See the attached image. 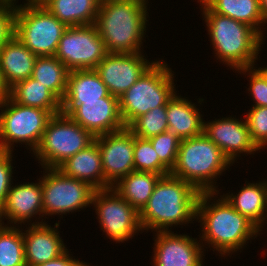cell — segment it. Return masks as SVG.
Wrapping results in <instances>:
<instances>
[{
	"mask_svg": "<svg viewBox=\"0 0 267 266\" xmlns=\"http://www.w3.org/2000/svg\"><path fill=\"white\" fill-rule=\"evenodd\" d=\"M220 194V191L200 193L195 221L202 227L199 234L202 246L212 247L216 255L225 259L241 252L249 240L251 243V239L260 235V230Z\"/></svg>",
	"mask_w": 267,
	"mask_h": 266,
	"instance_id": "1",
	"label": "cell"
},
{
	"mask_svg": "<svg viewBox=\"0 0 267 266\" xmlns=\"http://www.w3.org/2000/svg\"><path fill=\"white\" fill-rule=\"evenodd\" d=\"M199 195V191L179 177L171 173L161 176L147 205L139 213L142 231H171L173 226L193 223Z\"/></svg>",
	"mask_w": 267,
	"mask_h": 266,
	"instance_id": "2",
	"label": "cell"
},
{
	"mask_svg": "<svg viewBox=\"0 0 267 266\" xmlns=\"http://www.w3.org/2000/svg\"><path fill=\"white\" fill-rule=\"evenodd\" d=\"M197 2L202 9L215 58L234 71L256 66L265 38L249 25L214 13L201 0Z\"/></svg>",
	"mask_w": 267,
	"mask_h": 266,
	"instance_id": "3",
	"label": "cell"
},
{
	"mask_svg": "<svg viewBox=\"0 0 267 266\" xmlns=\"http://www.w3.org/2000/svg\"><path fill=\"white\" fill-rule=\"evenodd\" d=\"M148 3V0H120L99 5L95 26L108 53L142 51L149 22Z\"/></svg>",
	"mask_w": 267,
	"mask_h": 266,
	"instance_id": "4",
	"label": "cell"
},
{
	"mask_svg": "<svg viewBox=\"0 0 267 266\" xmlns=\"http://www.w3.org/2000/svg\"><path fill=\"white\" fill-rule=\"evenodd\" d=\"M230 166L233 165L221 149L202 133L180 141L177 161L170 173L200 193L218 192L220 189L216 181Z\"/></svg>",
	"mask_w": 267,
	"mask_h": 266,
	"instance_id": "5",
	"label": "cell"
},
{
	"mask_svg": "<svg viewBox=\"0 0 267 266\" xmlns=\"http://www.w3.org/2000/svg\"><path fill=\"white\" fill-rule=\"evenodd\" d=\"M174 73L161 60L155 62L119 97V111L125 127L150 110L167 105L177 92Z\"/></svg>",
	"mask_w": 267,
	"mask_h": 266,
	"instance_id": "6",
	"label": "cell"
},
{
	"mask_svg": "<svg viewBox=\"0 0 267 266\" xmlns=\"http://www.w3.org/2000/svg\"><path fill=\"white\" fill-rule=\"evenodd\" d=\"M94 139L89 131L61 112L48 121L33 155L42 168H58L68 158L86 149Z\"/></svg>",
	"mask_w": 267,
	"mask_h": 266,
	"instance_id": "7",
	"label": "cell"
},
{
	"mask_svg": "<svg viewBox=\"0 0 267 266\" xmlns=\"http://www.w3.org/2000/svg\"><path fill=\"white\" fill-rule=\"evenodd\" d=\"M52 116L47 110L23 106L6 98L0 103V150L14 152L15 143H19L25 144L33 154Z\"/></svg>",
	"mask_w": 267,
	"mask_h": 266,
	"instance_id": "8",
	"label": "cell"
},
{
	"mask_svg": "<svg viewBox=\"0 0 267 266\" xmlns=\"http://www.w3.org/2000/svg\"><path fill=\"white\" fill-rule=\"evenodd\" d=\"M66 29L45 6L16 5L13 35L37 56H55Z\"/></svg>",
	"mask_w": 267,
	"mask_h": 266,
	"instance_id": "9",
	"label": "cell"
},
{
	"mask_svg": "<svg viewBox=\"0 0 267 266\" xmlns=\"http://www.w3.org/2000/svg\"><path fill=\"white\" fill-rule=\"evenodd\" d=\"M40 177L43 199V217L67 215L91 207L95 192L90 184L65 176L58 168H43ZM81 209V210H79Z\"/></svg>",
	"mask_w": 267,
	"mask_h": 266,
	"instance_id": "10",
	"label": "cell"
},
{
	"mask_svg": "<svg viewBox=\"0 0 267 266\" xmlns=\"http://www.w3.org/2000/svg\"><path fill=\"white\" fill-rule=\"evenodd\" d=\"M94 205V206H93ZM100 230L113 242H127L136 234L143 233L139 212L124 200L112 187L95 190L92 204Z\"/></svg>",
	"mask_w": 267,
	"mask_h": 266,
	"instance_id": "11",
	"label": "cell"
},
{
	"mask_svg": "<svg viewBox=\"0 0 267 266\" xmlns=\"http://www.w3.org/2000/svg\"><path fill=\"white\" fill-rule=\"evenodd\" d=\"M95 24L67 27L55 54L70 71L95 69L107 54Z\"/></svg>",
	"mask_w": 267,
	"mask_h": 266,
	"instance_id": "12",
	"label": "cell"
},
{
	"mask_svg": "<svg viewBox=\"0 0 267 266\" xmlns=\"http://www.w3.org/2000/svg\"><path fill=\"white\" fill-rule=\"evenodd\" d=\"M94 141L101 154L105 189L111 188L119 179L135 170L134 134L127 127L97 136Z\"/></svg>",
	"mask_w": 267,
	"mask_h": 266,
	"instance_id": "13",
	"label": "cell"
},
{
	"mask_svg": "<svg viewBox=\"0 0 267 266\" xmlns=\"http://www.w3.org/2000/svg\"><path fill=\"white\" fill-rule=\"evenodd\" d=\"M139 53H107L95 71L111 95L120 97L155 62Z\"/></svg>",
	"mask_w": 267,
	"mask_h": 266,
	"instance_id": "14",
	"label": "cell"
},
{
	"mask_svg": "<svg viewBox=\"0 0 267 266\" xmlns=\"http://www.w3.org/2000/svg\"><path fill=\"white\" fill-rule=\"evenodd\" d=\"M152 266H204V247L200 239L173 231L155 233ZM204 256V257H203Z\"/></svg>",
	"mask_w": 267,
	"mask_h": 266,
	"instance_id": "15",
	"label": "cell"
},
{
	"mask_svg": "<svg viewBox=\"0 0 267 266\" xmlns=\"http://www.w3.org/2000/svg\"><path fill=\"white\" fill-rule=\"evenodd\" d=\"M203 133L221 149L232 165L241 153L254 156L261 151L252 141L245 118L239 120L236 116H226L209 122L204 120Z\"/></svg>",
	"mask_w": 267,
	"mask_h": 266,
	"instance_id": "16",
	"label": "cell"
},
{
	"mask_svg": "<svg viewBox=\"0 0 267 266\" xmlns=\"http://www.w3.org/2000/svg\"><path fill=\"white\" fill-rule=\"evenodd\" d=\"M37 181L35 183L24 182L23 184L17 183L11 185L6 200L0 208V224L19 226V223L20 225H25L26 222V225L45 223L43 220L46 219L42 218L43 199L41 179L39 178ZM37 215H39L41 221L40 219L36 221L38 218ZM33 217L35 218V222H33ZM4 218L8 220V224L4 223Z\"/></svg>",
	"mask_w": 267,
	"mask_h": 266,
	"instance_id": "17",
	"label": "cell"
},
{
	"mask_svg": "<svg viewBox=\"0 0 267 266\" xmlns=\"http://www.w3.org/2000/svg\"><path fill=\"white\" fill-rule=\"evenodd\" d=\"M69 116L94 137L125 128L119 111V98L109 94L102 101H83Z\"/></svg>",
	"mask_w": 267,
	"mask_h": 266,
	"instance_id": "18",
	"label": "cell"
},
{
	"mask_svg": "<svg viewBox=\"0 0 267 266\" xmlns=\"http://www.w3.org/2000/svg\"><path fill=\"white\" fill-rule=\"evenodd\" d=\"M60 222L53 226L47 222L31 224L22 231L24 238L25 262L27 266H36L53 260L67 250V245L60 235ZM28 227V228H27ZM27 229V230H26Z\"/></svg>",
	"mask_w": 267,
	"mask_h": 266,
	"instance_id": "19",
	"label": "cell"
},
{
	"mask_svg": "<svg viewBox=\"0 0 267 266\" xmlns=\"http://www.w3.org/2000/svg\"><path fill=\"white\" fill-rule=\"evenodd\" d=\"M107 86L95 69L71 70L61 112L69 115L83 101H102L109 95Z\"/></svg>",
	"mask_w": 267,
	"mask_h": 266,
	"instance_id": "20",
	"label": "cell"
},
{
	"mask_svg": "<svg viewBox=\"0 0 267 266\" xmlns=\"http://www.w3.org/2000/svg\"><path fill=\"white\" fill-rule=\"evenodd\" d=\"M247 182V183H246ZM236 194L223 193L232 207L252 222L260 233L267 219V179L258 182L246 181ZM262 229V230H261Z\"/></svg>",
	"mask_w": 267,
	"mask_h": 266,
	"instance_id": "21",
	"label": "cell"
},
{
	"mask_svg": "<svg viewBox=\"0 0 267 266\" xmlns=\"http://www.w3.org/2000/svg\"><path fill=\"white\" fill-rule=\"evenodd\" d=\"M37 57L16 36L7 40L0 49V70L9 89L32 77Z\"/></svg>",
	"mask_w": 267,
	"mask_h": 266,
	"instance_id": "22",
	"label": "cell"
},
{
	"mask_svg": "<svg viewBox=\"0 0 267 266\" xmlns=\"http://www.w3.org/2000/svg\"><path fill=\"white\" fill-rule=\"evenodd\" d=\"M196 106L199 105L177 92L166 105L168 130L181 140L203 133L204 118Z\"/></svg>",
	"mask_w": 267,
	"mask_h": 266,
	"instance_id": "23",
	"label": "cell"
},
{
	"mask_svg": "<svg viewBox=\"0 0 267 266\" xmlns=\"http://www.w3.org/2000/svg\"><path fill=\"white\" fill-rule=\"evenodd\" d=\"M58 169L67 177L85 181L96 190L105 189V177L98 144L94 141L63 162Z\"/></svg>",
	"mask_w": 267,
	"mask_h": 266,
	"instance_id": "24",
	"label": "cell"
},
{
	"mask_svg": "<svg viewBox=\"0 0 267 266\" xmlns=\"http://www.w3.org/2000/svg\"><path fill=\"white\" fill-rule=\"evenodd\" d=\"M161 176L153 172L134 170L119 179L112 188L140 213L147 205Z\"/></svg>",
	"mask_w": 267,
	"mask_h": 266,
	"instance_id": "25",
	"label": "cell"
},
{
	"mask_svg": "<svg viewBox=\"0 0 267 266\" xmlns=\"http://www.w3.org/2000/svg\"><path fill=\"white\" fill-rule=\"evenodd\" d=\"M9 97L23 106L61 113V101L45 86L32 77L16 83L9 89Z\"/></svg>",
	"mask_w": 267,
	"mask_h": 266,
	"instance_id": "26",
	"label": "cell"
},
{
	"mask_svg": "<svg viewBox=\"0 0 267 266\" xmlns=\"http://www.w3.org/2000/svg\"><path fill=\"white\" fill-rule=\"evenodd\" d=\"M216 14L228 16L252 27L263 38L266 30L259 0H201ZM262 26V27H261ZM262 29V30H261ZM264 32V33H263Z\"/></svg>",
	"mask_w": 267,
	"mask_h": 266,
	"instance_id": "27",
	"label": "cell"
},
{
	"mask_svg": "<svg viewBox=\"0 0 267 266\" xmlns=\"http://www.w3.org/2000/svg\"><path fill=\"white\" fill-rule=\"evenodd\" d=\"M99 0H50L44 6L67 27L95 24Z\"/></svg>",
	"mask_w": 267,
	"mask_h": 266,
	"instance_id": "28",
	"label": "cell"
},
{
	"mask_svg": "<svg viewBox=\"0 0 267 266\" xmlns=\"http://www.w3.org/2000/svg\"><path fill=\"white\" fill-rule=\"evenodd\" d=\"M70 70L55 56H38L32 78L45 85L60 101L63 100Z\"/></svg>",
	"mask_w": 267,
	"mask_h": 266,
	"instance_id": "29",
	"label": "cell"
},
{
	"mask_svg": "<svg viewBox=\"0 0 267 266\" xmlns=\"http://www.w3.org/2000/svg\"><path fill=\"white\" fill-rule=\"evenodd\" d=\"M20 227L0 224V266H27Z\"/></svg>",
	"mask_w": 267,
	"mask_h": 266,
	"instance_id": "30",
	"label": "cell"
},
{
	"mask_svg": "<svg viewBox=\"0 0 267 266\" xmlns=\"http://www.w3.org/2000/svg\"><path fill=\"white\" fill-rule=\"evenodd\" d=\"M135 136L149 139L168 131L166 105L158 106L136 118L127 127Z\"/></svg>",
	"mask_w": 267,
	"mask_h": 266,
	"instance_id": "31",
	"label": "cell"
},
{
	"mask_svg": "<svg viewBox=\"0 0 267 266\" xmlns=\"http://www.w3.org/2000/svg\"><path fill=\"white\" fill-rule=\"evenodd\" d=\"M134 168L135 171L153 172L162 176L170 174V170L159 160L149 139L134 135Z\"/></svg>",
	"mask_w": 267,
	"mask_h": 266,
	"instance_id": "32",
	"label": "cell"
},
{
	"mask_svg": "<svg viewBox=\"0 0 267 266\" xmlns=\"http://www.w3.org/2000/svg\"><path fill=\"white\" fill-rule=\"evenodd\" d=\"M159 160L170 170L175 167L181 139L169 130L149 138Z\"/></svg>",
	"mask_w": 267,
	"mask_h": 266,
	"instance_id": "33",
	"label": "cell"
},
{
	"mask_svg": "<svg viewBox=\"0 0 267 266\" xmlns=\"http://www.w3.org/2000/svg\"><path fill=\"white\" fill-rule=\"evenodd\" d=\"M245 116L252 141L264 150L267 148V107L252 106Z\"/></svg>",
	"mask_w": 267,
	"mask_h": 266,
	"instance_id": "34",
	"label": "cell"
},
{
	"mask_svg": "<svg viewBox=\"0 0 267 266\" xmlns=\"http://www.w3.org/2000/svg\"><path fill=\"white\" fill-rule=\"evenodd\" d=\"M257 67L241 68L235 72L245 75L249 79L248 94L251 95L253 102L252 106L267 107V77Z\"/></svg>",
	"mask_w": 267,
	"mask_h": 266,
	"instance_id": "35",
	"label": "cell"
},
{
	"mask_svg": "<svg viewBox=\"0 0 267 266\" xmlns=\"http://www.w3.org/2000/svg\"><path fill=\"white\" fill-rule=\"evenodd\" d=\"M13 152L0 150V208L3 206L13 183Z\"/></svg>",
	"mask_w": 267,
	"mask_h": 266,
	"instance_id": "36",
	"label": "cell"
},
{
	"mask_svg": "<svg viewBox=\"0 0 267 266\" xmlns=\"http://www.w3.org/2000/svg\"><path fill=\"white\" fill-rule=\"evenodd\" d=\"M16 6L0 3V49L13 35Z\"/></svg>",
	"mask_w": 267,
	"mask_h": 266,
	"instance_id": "37",
	"label": "cell"
},
{
	"mask_svg": "<svg viewBox=\"0 0 267 266\" xmlns=\"http://www.w3.org/2000/svg\"><path fill=\"white\" fill-rule=\"evenodd\" d=\"M83 263V261L72 257V254H69V250L67 249L59 257L36 266H82Z\"/></svg>",
	"mask_w": 267,
	"mask_h": 266,
	"instance_id": "38",
	"label": "cell"
},
{
	"mask_svg": "<svg viewBox=\"0 0 267 266\" xmlns=\"http://www.w3.org/2000/svg\"><path fill=\"white\" fill-rule=\"evenodd\" d=\"M9 97V88L7 87L2 72L0 70V103Z\"/></svg>",
	"mask_w": 267,
	"mask_h": 266,
	"instance_id": "39",
	"label": "cell"
},
{
	"mask_svg": "<svg viewBox=\"0 0 267 266\" xmlns=\"http://www.w3.org/2000/svg\"><path fill=\"white\" fill-rule=\"evenodd\" d=\"M50 0H25L24 4L28 6H44Z\"/></svg>",
	"mask_w": 267,
	"mask_h": 266,
	"instance_id": "40",
	"label": "cell"
},
{
	"mask_svg": "<svg viewBox=\"0 0 267 266\" xmlns=\"http://www.w3.org/2000/svg\"><path fill=\"white\" fill-rule=\"evenodd\" d=\"M264 23H267V0H259Z\"/></svg>",
	"mask_w": 267,
	"mask_h": 266,
	"instance_id": "41",
	"label": "cell"
},
{
	"mask_svg": "<svg viewBox=\"0 0 267 266\" xmlns=\"http://www.w3.org/2000/svg\"><path fill=\"white\" fill-rule=\"evenodd\" d=\"M18 0H0V3L17 5Z\"/></svg>",
	"mask_w": 267,
	"mask_h": 266,
	"instance_id": "42",
	"label": "cell"
},
{
	"mask_svg": "<svg viewBox=\"0 0 267 266\" xmlns=\"http://www.w3.org/2000/svg\"><path fill=\"white\" fill-rule=\"evenodd\" d=\"M258 69L267 77V66L264 65V67L261 66Z\"/></svg>",
	"mask_w": 267,
	"mask_h": 266,
	"instance_id": "43",
	"label": "cell"
},
{
	"mask_svg": "<svg viewBox=\"0 0 267 266\" xmlns=\"http://www.w3.org/2000/svg\"><path fill=\"white\" fill-rule=\"evenodd\" d=\"M110 1H120V0H99L100 4L104 2H110Z\"/></svg>",
	"mask_w": 267,
	"mask_h": 266,
	"instance_id": "44",
	"label": "cell"
},
{
	"mask_svg": "<svg viewBox=\"0 0 267 266\" xmlns=\"http://www.w3.org/2000/svg\"><path fill=\"white\" fill-rule=\"evenodd\" d=\"M82 266H91L89 263L87 264V262H84L83 264H82Z\"/></svg>",
	"mask_w": 267,
	"mask_h": 266,
	"instance_id": "45",
	"label": "cell"
}]
</instances>
